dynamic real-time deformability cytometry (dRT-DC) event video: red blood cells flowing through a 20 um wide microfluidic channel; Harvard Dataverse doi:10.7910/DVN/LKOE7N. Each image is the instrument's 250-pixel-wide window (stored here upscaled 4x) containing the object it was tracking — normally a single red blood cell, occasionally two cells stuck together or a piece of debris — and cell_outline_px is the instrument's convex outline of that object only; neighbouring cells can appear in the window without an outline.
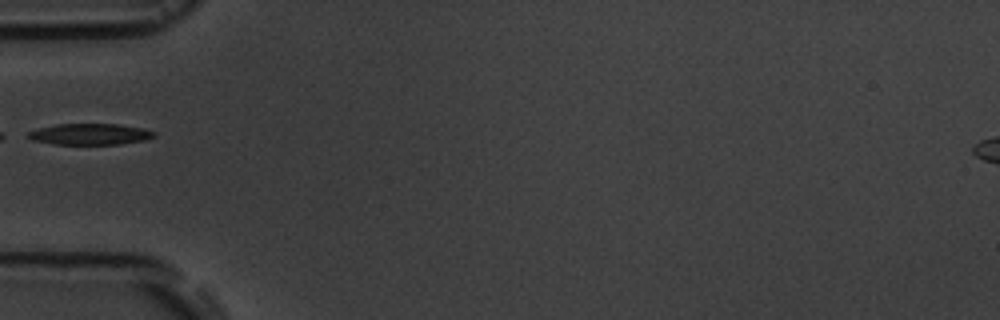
{"species": "common noctule bat (a hibernating species)", "species_latin": "Nyctalus noctula", "temperature_condition": "room temperature", "stored_images_in_passage": 2, "camera_frame_rate_fps": 3000, "um_per_image_px": 0.085, "animal": {"sex": "male", "body_mass_g": 19.5, "forearm_length_mm": 54.6}, "frame": {"image": 1, "passage_image": 1, "time_ms": 0.0, "image_size_px": [1000, 320], "cell_outline_px": [[156, 136], [144, 140], [120, 144], [52, 144], [32, 140], [24, 136], [28, 132], [36, 128], [56, 124], [116, 124], [144, 128], [156, 132]], "centroid_in_image_um": [7.61, 11.4], "position_along_channel_um": 77.4, "area_um2": 15.72}}
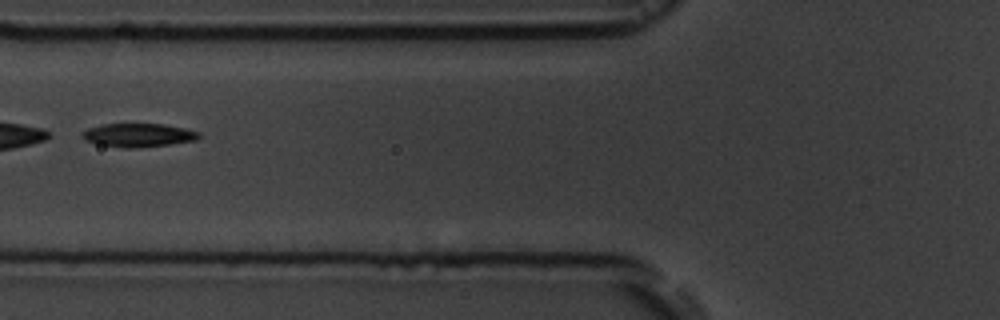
{"frame": {"image": 2, "passage_image": 2, "time_ms": 1.0, "image_size_px": [1000, 320], "cell_outline_px": [[200, 136], [196, 140], [168, 144], [136, 148], [124, 148], [100, 144], [84, 140], [80, 136], [88, 128], [100, 124], [164, 124], [184, 128], [200, 132]], "centroid_in_image_um": [11.75, 11.48], "position_along_channel_um": 114.1, "area_um2": 15.9}}